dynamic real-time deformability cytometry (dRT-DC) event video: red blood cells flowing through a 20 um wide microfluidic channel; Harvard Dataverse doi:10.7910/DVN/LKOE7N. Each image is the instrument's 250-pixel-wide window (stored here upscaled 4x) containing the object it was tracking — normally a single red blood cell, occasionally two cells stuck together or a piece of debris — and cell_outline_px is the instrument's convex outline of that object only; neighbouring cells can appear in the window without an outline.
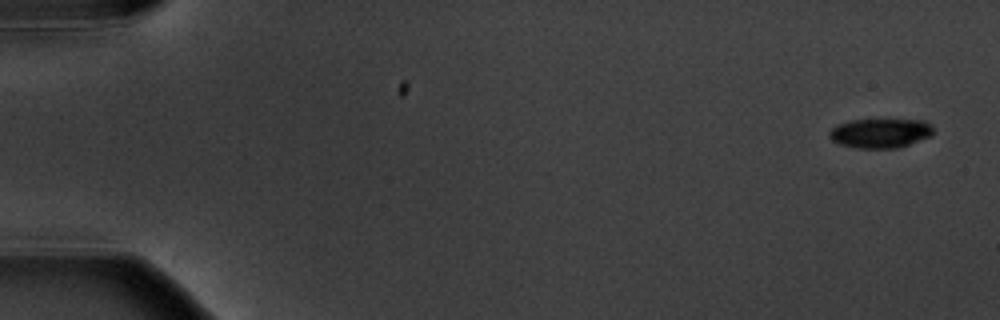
{"species": "common noctule bat (a hibernating species)", "species_latin": "Nyctalus noctula", "temperature_condition": "warm", "stored_images_in_passage": 7, "camera_frame_rate_fps": 3000, "um_per_image_px": 0.085, "animal": {"sex": "male", "body_mass_g": 20.1, "forearm_length_mm": 53.5}, "frame": {"image": 1, "passage_image": 1, "time_ms": 0.0, "image_size_px": [1000, 320], "cell_outline_px": [[932, 136], [896, 148], [856, 148], [840, 144], [832, 140], [828, 136], [828, 132], [836, 124], [852, 120], [924, 120], [932, 124]], "centroid_in_image_um": [74.81, 11.31], "position_along_channel_um": 10.2, "area_um2": 17.8}}